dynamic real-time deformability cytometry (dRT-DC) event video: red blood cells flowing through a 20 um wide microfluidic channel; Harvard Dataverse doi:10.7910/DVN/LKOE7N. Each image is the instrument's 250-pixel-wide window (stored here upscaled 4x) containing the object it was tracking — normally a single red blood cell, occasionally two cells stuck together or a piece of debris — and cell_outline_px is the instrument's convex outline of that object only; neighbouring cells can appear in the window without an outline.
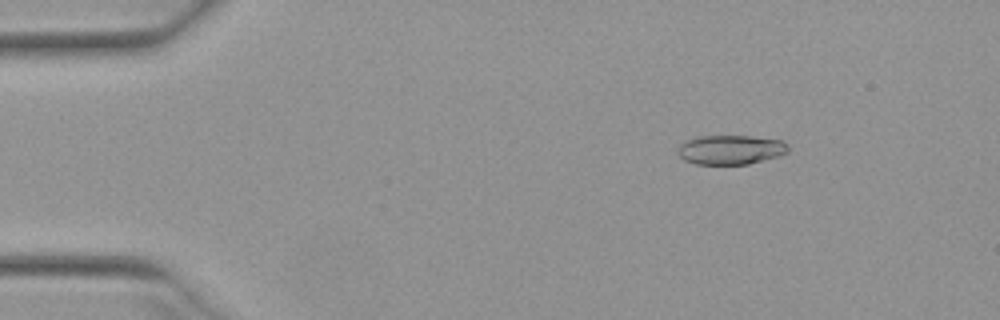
{"species": "Egyptian fruit bat (a non-hibernating species)", "species_latin": "Rousettus aegyptiacus", "temperature_condition": "warm", "stored_images_in_passage": 29, "camera_frame_rate_fps": 3000, "um_per_image_px": 0.085, "animal": {"sex": "female"}, "frame": {"image": 1, "passage_image": 8, "time_ms": 2.333, "image_size_px": [1000, 320], "cell_outline_px": [[788, 152], [780, 156], [748, 164], [696, 164], [684, 160], [676, 152], [676, 148], [684, 140], [700, 136], [752, 136], [784, 140], [788, 144]], "centroid_in_image_um": [62.1, 12.72], "position_along_channel_um": 22.9, "area_um2": 19.19}}
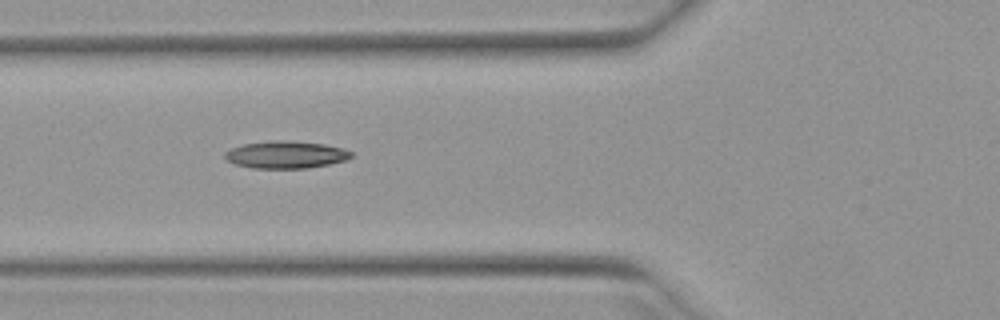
{"frame": {"image": 2, "passage_image": 20, "time_ms": 6.333, "image_size_px": [1000, 320], "cell_outline_px": [[352, 156], [348, 160], [328, 164], [304, 168], [252, 168], [236, 164], [228, 160], [224, 156], [224, 152], [232, 148], [244, 144], [276, 140], [284, 140], [324, 144], [344, 148], [352, 152]], "centroid_in_image_um": [24.32, 13.15], "position_along_channel_um": 101.5, "area_um2": 19.94}}
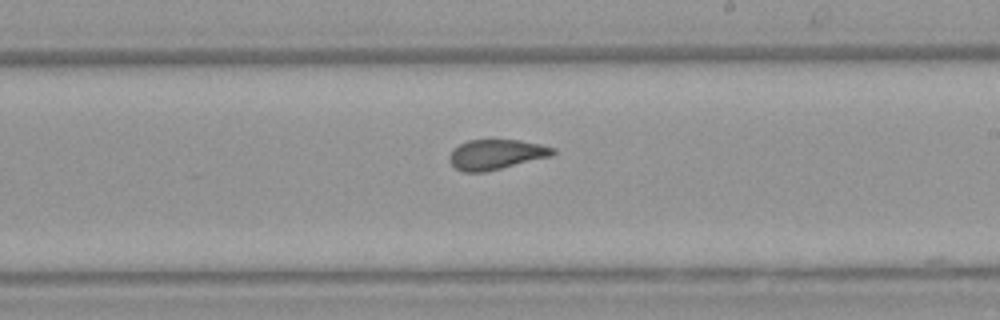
{"frame": {"image": 3, "passage_image": 28, "time_ms": 9.0, "image_size_px": [1000, 320], "cell_outline_px": [[556, 152], [552, 156], [484, 172], [464, 172], [456, 168], [448, 160], [448, 156], [460, 144], [468, 140], [520, 140], [540, 144], [556, 148]], "centroid_in_image_um": [42.19, 13.12], "position_along_channel_um": 246.8, "area_um2": 17.98}}